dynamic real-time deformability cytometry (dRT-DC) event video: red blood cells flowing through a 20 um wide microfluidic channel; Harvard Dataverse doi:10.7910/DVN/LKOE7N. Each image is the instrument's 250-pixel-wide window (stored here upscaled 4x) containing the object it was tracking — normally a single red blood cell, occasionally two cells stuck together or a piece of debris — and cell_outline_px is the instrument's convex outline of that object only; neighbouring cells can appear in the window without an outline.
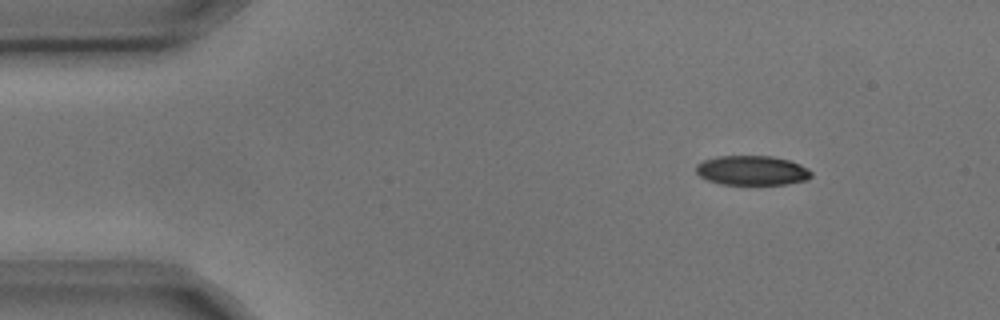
{"species": "common noctule bat (a hibernating species)", "species_latin": "Nyctalus noctula", "temperature_condition": "cold", "stored_images_in_passage": 3, "camera_frame_rate_fps": 3000, "um_per_image_px": 0.085, "animal": {"sex": "male", "body_mass_g": 17.9, "forearm_length_mm": 54.2}, "frame": {"image": 1, "passage_image": 1, "time_ms": 0.0, "image_size_px": [1000, 320], "cell_outline_px": [[812, 176], [808, 180], [784, 184], [720, 184], [708, 180], [700, 176], [696, 172], [696, 164], [704, 160], [716, 156], [772, 156], [788, 160], [800, 164], [808, 168], [812, 172]], "centroid_in_image_um": [63.93, 14.48], "position_along_channel_um": 21.1, "area_um2": 19.88}}